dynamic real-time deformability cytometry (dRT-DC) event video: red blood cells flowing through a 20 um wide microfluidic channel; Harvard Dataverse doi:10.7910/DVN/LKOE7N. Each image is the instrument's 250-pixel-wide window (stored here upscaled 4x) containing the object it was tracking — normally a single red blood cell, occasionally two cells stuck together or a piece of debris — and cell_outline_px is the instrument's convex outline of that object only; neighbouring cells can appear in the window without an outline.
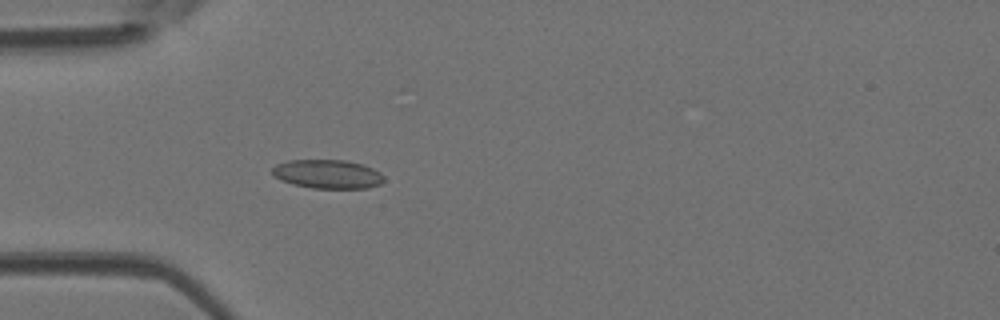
{"species": "Egyptian fruit bat (a non-hibernating species)", "species_latin": "Rousettus aegyptiacus", "temperature_condition": "room temperature", "stored_images_in_passage": 36, "camera_frame_rate_fps": 3000, "um_per_image_px": 0.085, "animal": {"sex": "female"}, "frame": {"image": 1, "passage_image": 2, "time_ms": 0.333, "image_size_px": [1000, 320], "cell_outline_px": [[384, 180], [380, 184], [368, 188], [312, 188], [292, 184], [280, 180], [272, 176], [272, 168], [276, 164], [288, 160], [344, 160], [360, 164], [372, 168], [380, 172], [384, 176]], "centroid_in_image_um": [27.81, 14.8], "position_along_channel_um": 57.2, "area_um2": 18.84}}
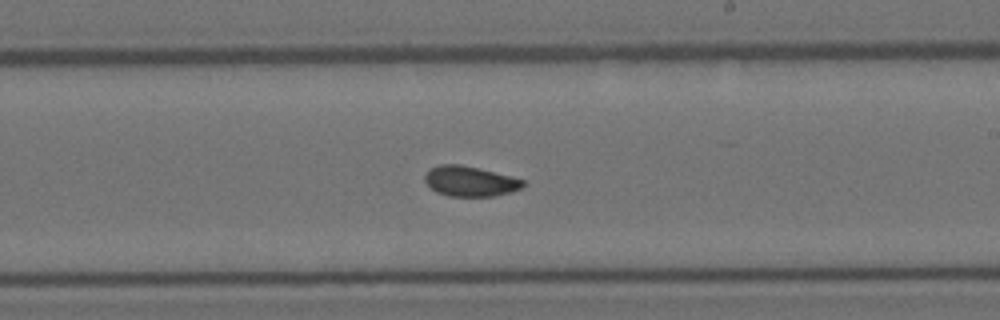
{"frame": {"image": 2, "passage_image": 16, "time_ms": 5.0, "image_size_px": [1000, 320], "cell_outline_px": [[524, 184], [520, 188], [512, 192], [492, 196], [448, 196], [436, 192], [424, 180], [424, 176], [432, 168], [440, 164], [460, 164], [512, 176], [524, 180]], "centroid_in_image_um": [39.96, 15.41], "position_along_channel_um": 249.0, "area_um2": 17.11}}
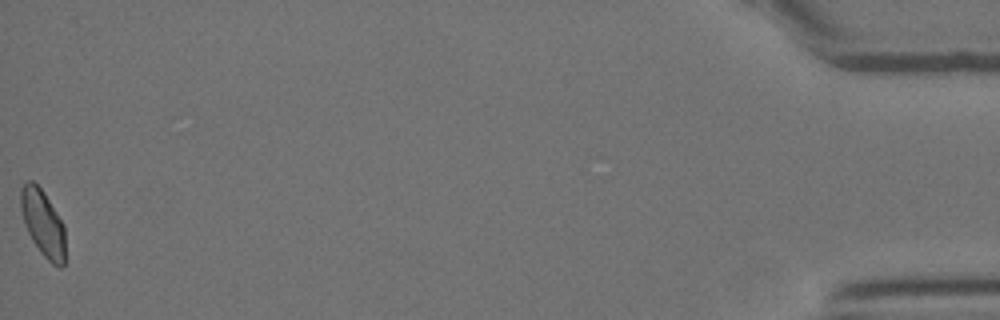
{"frame": {"image": 3, "passage_image": 36, "time_ms": 11.667, "image_size_px": [1000, 320], "cell_outline_px": [[64, 264], [60, 268], [52, 264], [40, 252], [32, 240], [28, 232], [20, 208], [20, 188], [28, 180], [32, 180], [44, 192], [64, 224]], "centroid_in_image_um": [3.64, 18.96], "position_along_channel_um": 431.6, "area_um2": 17.17}, "authors_computed_cell_mechanics": {"area_um2": 17.3689, "velocity_mm_per_s": 4.2113, "shape_relaxation_time_tau1_ms": 9.1228, "shape_relaxation_time_tau2_ms": 1.6552, "deformation_change_tau1": 0.1483, "deformation_change_tau2": 0.0522}}